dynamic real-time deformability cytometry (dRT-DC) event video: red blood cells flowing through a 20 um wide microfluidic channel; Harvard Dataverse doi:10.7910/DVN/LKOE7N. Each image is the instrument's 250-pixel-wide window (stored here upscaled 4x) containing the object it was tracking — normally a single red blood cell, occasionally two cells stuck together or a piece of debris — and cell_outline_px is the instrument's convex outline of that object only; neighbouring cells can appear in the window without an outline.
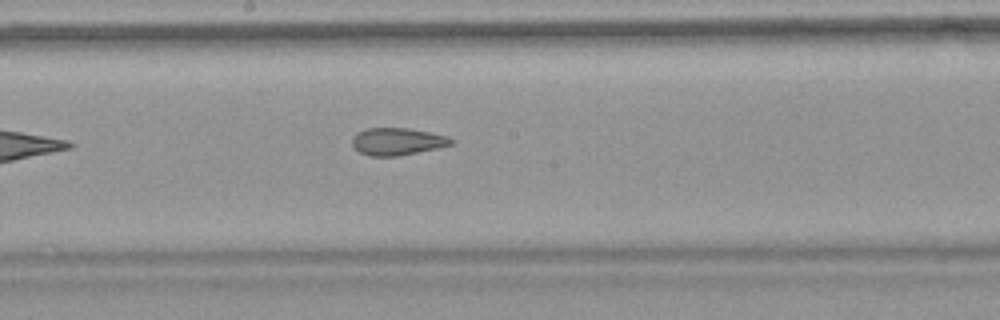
{"species": "common noctule bat (a hibernating species)", "species_latin": "Nyctalus noctula", "temperature_condition": "warm", "stored_images_in_passage": 8, "camera_frame_rate_fps": 3000, "um_per_image_px": 0.085, "animal": {"sex": "female", "body_mass_g": 18.4}, "frame": {"image": 1, "passage_image": 7, "time_ms": 7.333, "image_size_px": [1000, 320], "cell_outline_px": [[456, 144], [396, 156], [368, 156], [360, 152], [352, 144], [352, 136], [356, 132], [368, 128], [408, 128], [448, 136], [456, 140]], "centroid_in_image_um": [33.79, 12.02], "position_along_channel_um": 214.4, "area_um2": 15.78}}